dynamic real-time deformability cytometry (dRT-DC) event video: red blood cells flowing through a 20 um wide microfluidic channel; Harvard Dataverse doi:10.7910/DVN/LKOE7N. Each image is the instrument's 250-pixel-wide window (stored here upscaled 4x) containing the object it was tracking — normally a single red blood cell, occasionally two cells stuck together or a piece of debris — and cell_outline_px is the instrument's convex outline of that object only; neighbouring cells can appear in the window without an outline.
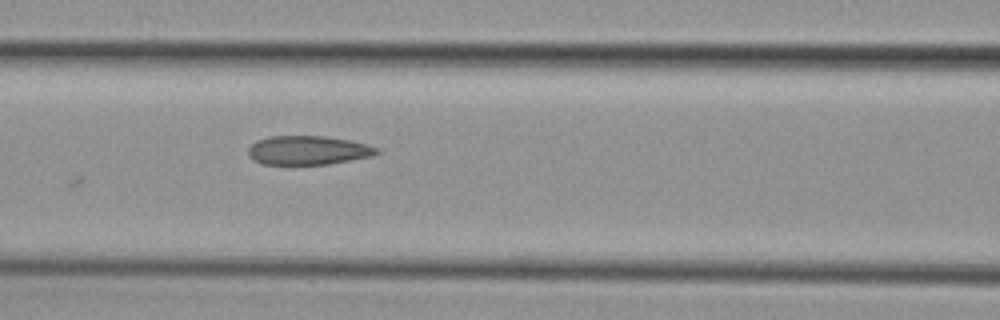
{"species": "common noctule bat (a hibernating species)", "species_latin": "Nyctalus noctula", "temperature_condition": "cold", "stored_images_in_passage": 7, "camera_frame_rate_fps": 3000, "um_per_image_px": 0.085, "animal": {"sex": "female", "body_mass_g": 29.2, "forearm_length_mm": 56.3}, "frame": {"image": 1, "passage_image": 7, "time_ms": 7.333, "image_size_px": [1000, 320], "cell_outline_px": [[380, 152], [372, 156], [328, 164], [264, 164], [248, 156], [248, 148], [256, 140], [272, 136], [324, 136], [348, 140], [380, 148]], "centroid_in_image_um": [26.18, 12.77], "position_along_channel_um": 140.4, "area_um2": 21.5}}